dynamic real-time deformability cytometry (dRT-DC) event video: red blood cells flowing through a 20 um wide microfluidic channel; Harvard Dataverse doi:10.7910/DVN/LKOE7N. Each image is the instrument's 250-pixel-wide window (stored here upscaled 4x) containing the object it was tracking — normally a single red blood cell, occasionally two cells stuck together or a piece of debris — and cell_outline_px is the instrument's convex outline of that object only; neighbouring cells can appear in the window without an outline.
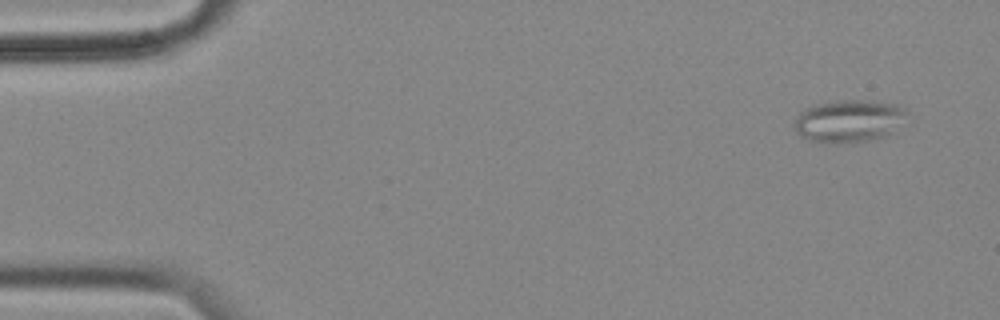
{"species": "common noctule bat (a hibernating species)", "species_latin": "Nyctalus noctula", "temperature_condition": "cold", "stored_images_in_passage": 4, "camera_frame_rate_fps": 3000, "um_per_image_px": 0.085, "animal": {"sex": "female", "body_mass_g": 18.4}, "frame": {"image": 1, "passage_image": 1, "time_ms": 0.0, "image_size_px": [1000, 320], "cell_outline_px": [[908, 112], [884, 136], [872, 140], [812, 140], [800, 136], [796, 132], [796, 120], [800, 112], [804, 108], [820, 104], [840, 100], [860, 100], [896, 104], [908, 108]], "centroid_in_image_um": [72.14, 10.22], "position_along_channel_um": 12.9, "area_um2": 26.3}}